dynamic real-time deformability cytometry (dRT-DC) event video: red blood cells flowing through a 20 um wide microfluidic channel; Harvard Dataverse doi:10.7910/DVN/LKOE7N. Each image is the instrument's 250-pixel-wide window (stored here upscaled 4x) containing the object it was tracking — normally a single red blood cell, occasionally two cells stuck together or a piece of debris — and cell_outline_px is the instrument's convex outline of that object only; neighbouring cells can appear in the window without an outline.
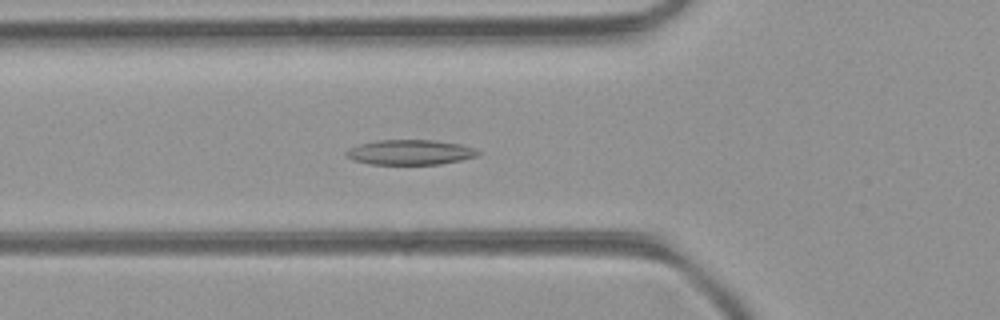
{"species": "common noctule bat (a hibernating species)", "species_latin": "Nyctalus noctula", "temperature_condition": "room temperature", "stored_images_in_passage": 38, "segment_of_instrument_passage": [1, 2], "camera_frame_rate_fps": 3000, "um_per_image_px": 0.085, "animal": {"sex": "female", "body_mass_g": 21.9}, "frame": {"image": 1, "passage_image": 3, "time_ms": 0.667, "image_size_px": [1000, 320], "cell_outline_px": [[480, 152], [476, 156], [460, 160], [440, 164], [368, 164], [352, 160], [344, 156], [344, 152], [360, 144], [380, 140], [436, 140], [460, 144], [472, 148]], "centroid_in_image_um": [34.82, 12.95], "position_along_channel_um": 91.0, "area_um2": 19.07}}
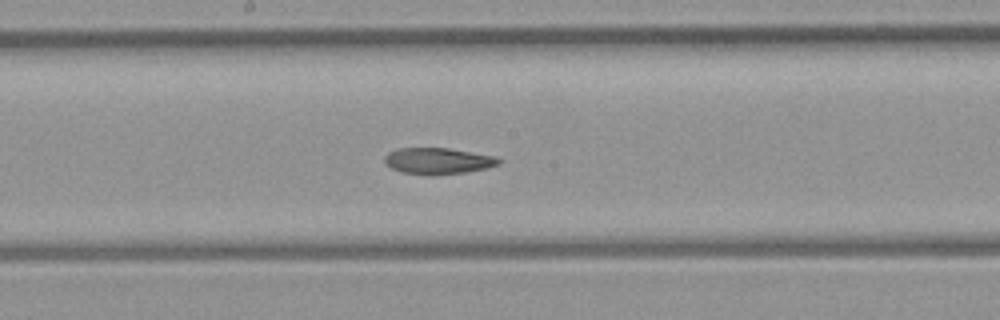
{"frame": {"image": 2, "passage_image": 12, "time_ms": 3.667, "image_size_px": [1000, 320], "cell_outline_px": [[504, 160], [500, 164], [488, 168], [464, 172], [404, 172], [392, 168], [384, 164], [384, 156], [388, 152], [400, 148], [448, 148], [496, 156]], "centroid_in_image_um": [37.28, 13.63], "position_along_channel_um": 210.9, "area_um2": 16.82}}
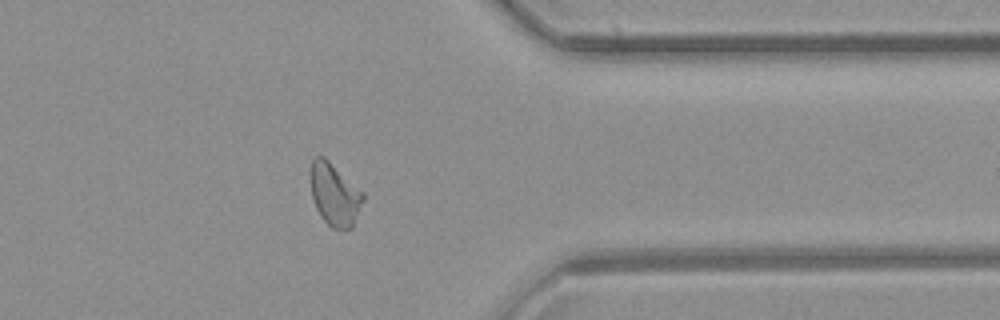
{"frame": {"image": 3, "passage_image": 26, "time_ms": 8.333, "image_size_px": [1000, 320], "cell_outline_px": [[364, 200], [352, 228], [332, 228], [320, 216], [316, 208], [312, 196], [312, 160], [316, 156], [324, 156], [364, 192]], "centroid_in_image_um": [28.48, 16.54], "position_along_channel_um": 382.9, "area_um2": 18.84}}